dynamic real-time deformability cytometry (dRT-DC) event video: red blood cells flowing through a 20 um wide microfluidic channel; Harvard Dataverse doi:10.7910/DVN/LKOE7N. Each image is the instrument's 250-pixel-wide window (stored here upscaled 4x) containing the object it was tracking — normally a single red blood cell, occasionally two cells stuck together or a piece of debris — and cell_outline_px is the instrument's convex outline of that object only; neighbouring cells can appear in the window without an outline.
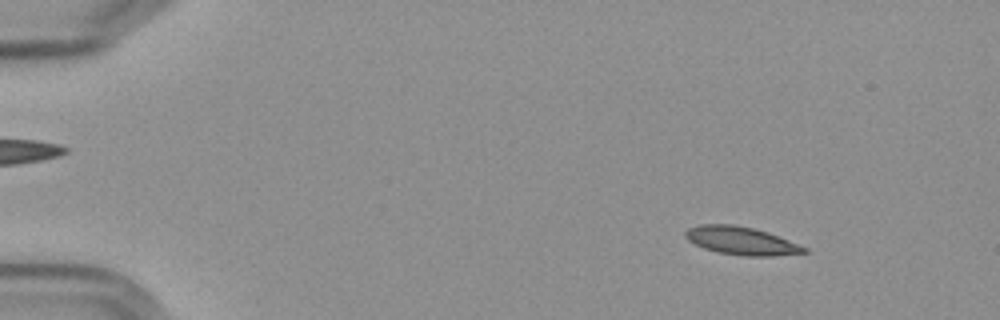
{"species": "Egyptian fruit bat (a non-hibernating species)", "species_latin": "Rousettus aegyptiacus", "temperature_condition": "cold", "stored_images_in_passage": 57, "camera_frame_rate_fps": 3000, "um_per_image_px": 0.085, "frame": {"image": 1, "passage_image": 7, "time_ms": 2.0, "image_size_px": [1000, 320], "cell_outline_px": [[808, 252], [772, 256], [744, 256], [716, 252], [704, 248], [688, 240], [684, 236], [684, 232], [688, 228], [700, 224], [732, 224], [752, 228], [768, 232], [808, 248]], "centroid_in_image_um": [62.99, 20.46], "position_along_channel_um": 22.0, "area_um2": 19.36}}
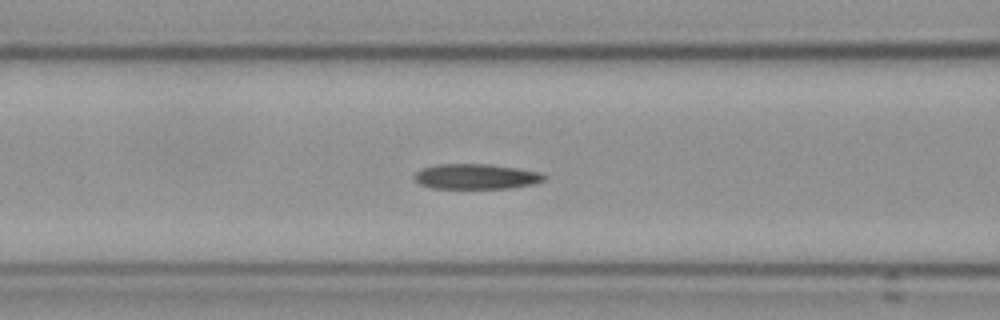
{"frame": {"image": 2, "passage_image": 24, "time_ms": 7.667, "image_size_px": [1000, 320], "cell_outline_px": [[548, 176], [544, 180], [532, 184], [508, 188], [432, 188], [420, 184], [412, 176], [420, 168], [436, 164], [488, 164], [516, 168], [540, 172]], "centroid_in_image_um": [40.43, 15.0], "position_along_channel_um": 126.2, "area_um2": 19.07}}
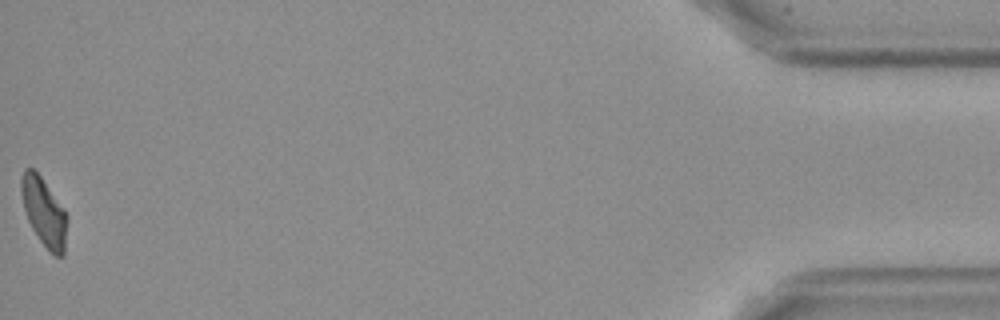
{"frame": {"image": 3, "passage_image": 57, "time_ms": 18.667, "image_size_px": [1000, 320], "cell_outline_px": [[68, 220], [64, 256], [56, 256], [48, 252], [32, 228], [28, 220], [24, 208], [20, 192], [20, 176], [24, 168], [32, 168], [40, 176], [64, 208], [68, 216]], "centroid_in_image_um": [3.74, 18.04], "position_along_channel_um": 431.5, "area_um2": 18.5}, "authors_computed_cell_mechanics": {"area_um2": 19.363, "velocity_mm_per_s": 3.5881, "shape_relaxation_time_tau1_ms": 7.9827, "shape_relaxation_time_tau2_ms": 6.4497, "deformation_change_tau1": 0.1896, "deformation_change_tau2": 0.1358}}